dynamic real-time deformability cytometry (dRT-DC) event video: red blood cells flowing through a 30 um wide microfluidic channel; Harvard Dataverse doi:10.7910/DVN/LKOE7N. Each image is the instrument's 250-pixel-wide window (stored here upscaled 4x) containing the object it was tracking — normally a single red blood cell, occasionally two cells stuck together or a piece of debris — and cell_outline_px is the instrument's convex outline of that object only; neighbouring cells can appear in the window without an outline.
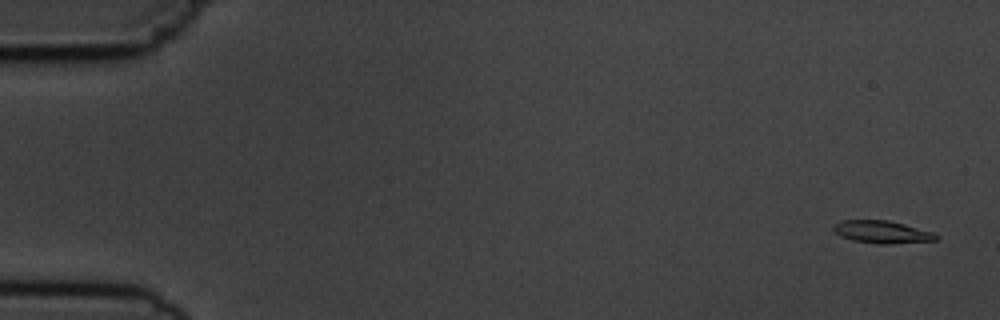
{"species": "common noctule bat (a hibernating species)", "species_latin": "Nyctalus noctula", "temperature_condition": "cold", "stored_images_in_passage": 5, "camera_frame_rate_fps": 3000, "um_per_image_px": 0.085, "animal": {"sex": "male", "body_mass_g": 19.5, "forearm_length_mm": 54.6}, "frame": {"image": 1, "passage_image": 1, "time_ms": 0.0, "image_size_px": [1000, 320], "cell_outline_px": [[940, 236], [936, 240], [888, 244], [876, 244], [852, 240], [840, 236], [832, 228], [832, 224], [840, 220], [888, 220], [904, 224], [932, 232]], "centroid_in_image_um": [74.93, 19.71], "position_along_channel_um": 10.1, "area_um2": 13.53}}
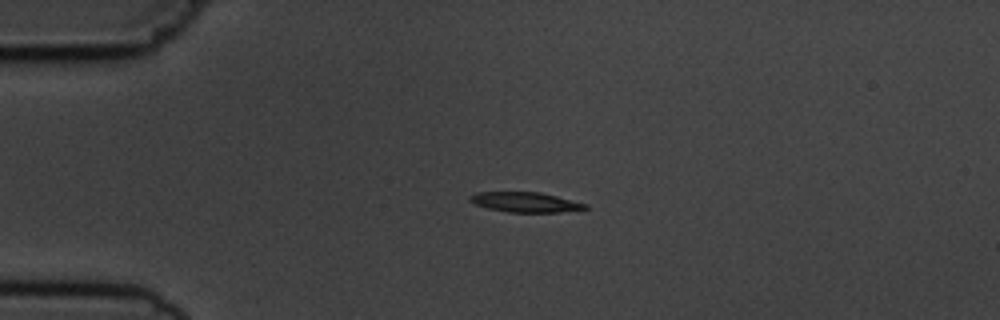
{"frame": {"image": 2, "passage_image": 4, "time_ms": 3.667, "image_size_px": [1000, 320], "cell_outline_px": [[588, 208], [560, 212], [508, 212], [488, 208], [476, 204], [468, 200], [468, 196], [476, 192], [540, 192], [588, 204]], "centroid_in_image_um": [44.63, 17.18], "position_along_channel_um": 40.4, "area_um2": 13.35}}